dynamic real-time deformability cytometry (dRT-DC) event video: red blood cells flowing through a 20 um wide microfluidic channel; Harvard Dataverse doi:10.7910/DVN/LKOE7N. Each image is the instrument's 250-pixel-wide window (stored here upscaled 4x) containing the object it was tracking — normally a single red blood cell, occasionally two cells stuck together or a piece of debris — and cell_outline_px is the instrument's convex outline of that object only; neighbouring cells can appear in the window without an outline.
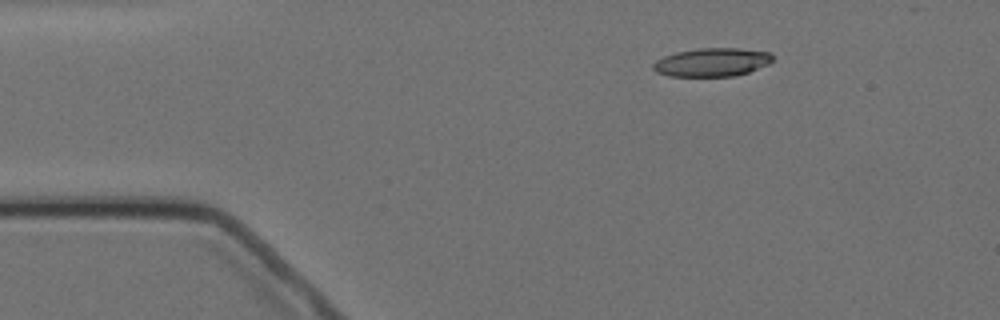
{"species": "Egyptian fruit bat (a non-hibernating species)", "species_latin": "Rousettus aegyptiacus", "temperature_condition": "cold", "stored_images_in_passage": 3, "camera_frame_rate_fps": 3000, "um_per_image_px": 0.085, "animal": {"sex": "female"}, "frame": {"image": 1, "passage_image": 1, "time_ms": 0.0, "image_size_px": [1000, 320], "cell_outline_px": [[772, 60], [768, 64], [748, 72], [736, 76], [668, 76], [656, 72], [652, 68], [652, 64], [656, 60], [664, 56], [676, 52], [696, 48], [740, 48], [772, 52]], "centroid_in_image_um": [60.51, 5.28], "position_along_channel_um": 24.5, "area_um2": 19.94}}